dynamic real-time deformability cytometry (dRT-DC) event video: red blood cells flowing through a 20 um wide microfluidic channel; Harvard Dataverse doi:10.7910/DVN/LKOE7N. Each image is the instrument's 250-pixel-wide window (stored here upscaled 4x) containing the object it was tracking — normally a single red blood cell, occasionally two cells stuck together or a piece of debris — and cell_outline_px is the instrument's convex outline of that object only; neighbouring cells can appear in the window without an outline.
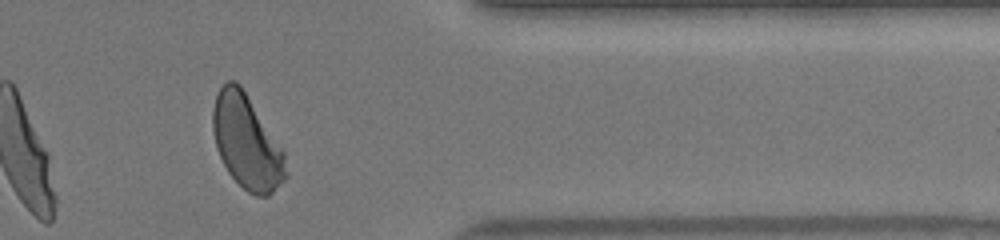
{"species": "human", "species_latin": "Homo sapiens", "temperature_condition": "warm", "stored_images_in_passage": 35, "camera_frame_rate_fps": 3000, "um_per_image_px": 0.085, "donor": {"sex": "female"}, "frame": {"image": 1, "passage_image": 30, "time_ms": 9.667, "image_size_px": [1000, 240], "cell_outline_px": [[288, 176], [268, 196], [256, 196], [248, 192], [228, 172], [216, 148], [212, 128], [212, 108], [216, 96], [220, 88], [228, 80], [236, 80], [240, 84], [284, 148], [288, 172]], "centroid_in_image_um": [21.0, 12.06], "position_along_channel_um": 390.4, "area_um2": 40.29}, "authors_computed_cell_mechanics": {"area_um2": 40.4022, "velocity_mm_per_s": 4.0581, "shape_relaxation_time_tau1_ms": 3.1067, "shape_relaxation_time_tau2_ms": null, "deformation_change_tau1": 0.1499, "deformation_change_tau2": null}}